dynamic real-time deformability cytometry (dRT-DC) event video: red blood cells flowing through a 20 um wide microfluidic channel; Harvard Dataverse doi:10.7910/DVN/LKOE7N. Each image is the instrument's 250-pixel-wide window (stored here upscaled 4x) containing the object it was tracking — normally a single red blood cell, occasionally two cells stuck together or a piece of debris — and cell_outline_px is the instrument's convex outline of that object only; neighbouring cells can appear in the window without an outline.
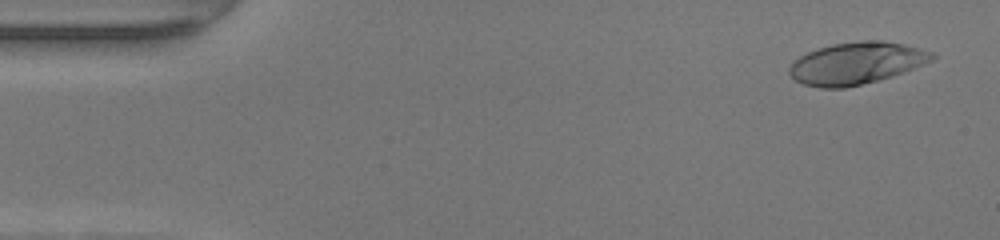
{"species": "human", "species_latin": "Homo sapiens", "temperature_condition": "warm", "stored_images_in_passage": 47, "camera_frame_rate_fps": 3000, "um_per_image_px": 0.085, "donor": {"sex": "female"}, "frame": {"image": 1, "passage_image": 2, "time_ms": 0.333, "image_size_px": [1000, 240], "cell_outline_px": [[936, 56], [932, 60], [892, 76], [844, 88], [820, 88], [804, 84], [796, 80], [788, 72], [788, 68], [800, 56], [808, 52], [832, 44], [860, 40], [880, 40], [904, 44], [936, 52]], "centroid_in_image_um": [72.8, 5.36], "position_along_channel_um": 12.2, "area_um2": 34.62}}
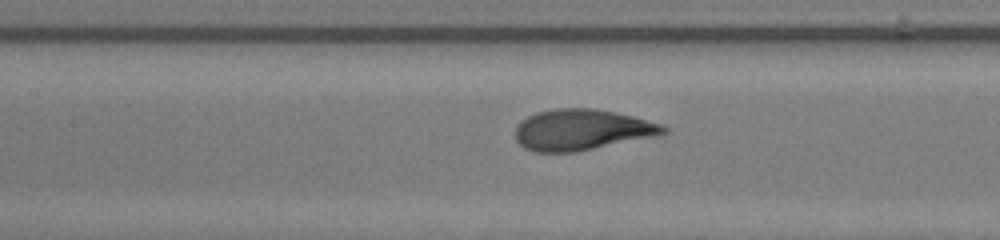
{"frame": {"image": 2, "passage_image": 21, "time_ms": 6.667, "image_size_px": [1000, 240], "cell_outline_px": [[668, 132], [656, 136], [576, 152], [532, 152], [524, 148], [516, 140], [516, 124], [520, 120], [536, 112], [556, 108], [592, 108], [632, 116], [660, 124], [668, 128]], "centroid_in_image_um": [49.41, 11.04], "position_along_channel_um": 158.0, "area_um2": 35.32}}
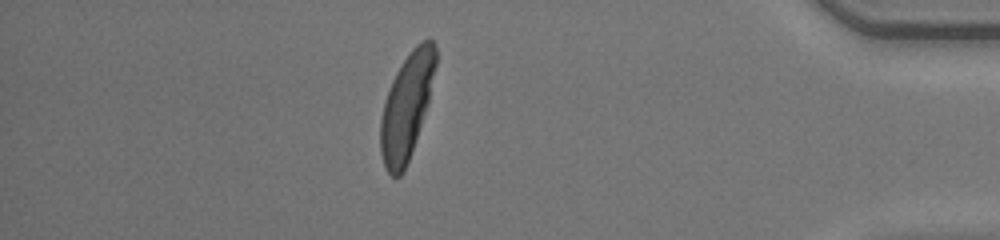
{"frame": {"image": 3, "passage_image": 41, "time_ms": 13.333, "image_size_px": [1000, 240], "cell_outline_px": [[436, 64], [428, 104], [404, 172], [400, 176], [392, 176], [388, 172], [384, 164], [380, 152], [380, 120], [384, 104], [392, 80], [396, 72], [412, 48], [416, 44], [428, 36], [436, 44]], "centroid_in_image_um": [34.57, 9.0], "position_along_channel_um": 400.6, "area_um2": 33.64}, "authors_computed_cell_mechanics": {"area_um2": 34.6222, "velocity_mm_per_s": 4.3068, "shape_relaxation_time_tau1_ms": 3.5848, "shape_relaxation_time_tau2_ms": null, "deformation_change_tau1": 0.2403, "deformation_change_tau2": null}}